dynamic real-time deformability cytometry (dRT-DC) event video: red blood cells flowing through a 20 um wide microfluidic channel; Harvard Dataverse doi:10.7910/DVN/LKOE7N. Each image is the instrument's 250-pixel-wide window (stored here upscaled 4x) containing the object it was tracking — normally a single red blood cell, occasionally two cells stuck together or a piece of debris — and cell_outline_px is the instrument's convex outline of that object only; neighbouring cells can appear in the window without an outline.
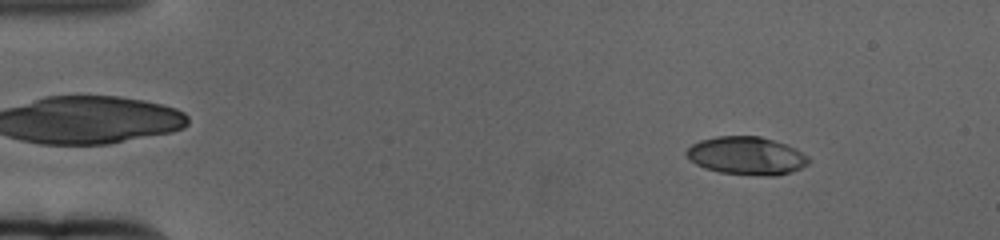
{"species": "human", "species_latin": "Homo sapiens", "temperature_condition": "cold", "stored_images_in_passage": 61, "camera_frame_rate_fps": 3000, "um_per_image_px": 0.085, "donor": {"sex": "female"}, "frame": {"image": 1, "passage_image": 8, "time_ms": 2.333, "image_size_px": [1000, 240], "cell_outline_px": [[812, 160], [808, 164], [792, 172], [776, 176], [768, 176], [720, 172], [704, 168], [688, 160], [684, 152], [692, 144], [700, 140], [716, 136], [760, 136], [788, 144], [796, 148], [808, 156]], "centroid_in_image_um": [63.47, 13.23], "position_along_channel_um": 21.5, "area_um2": 27.4}}
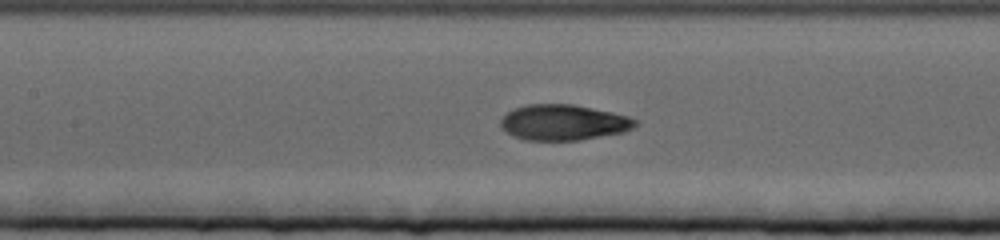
{"frame": {"image": 2, "passage_image": 29, "time_ms": 9.333, "image_size_px": [1000, 240], "cell_outline_px": [[636, 124], [632, 128], [624, 132], [580, 140], [524, 140], [512, 136], [500, 124], [500, 120], [508, 112], [516, 108], [528, 104], [572, 104], [612, 112], [628, 116], [636, 120]], "centroid_in_image_um": [47.89, 10.41], "position_along_channel_um": 159.5, "area_um2": 27.74}}
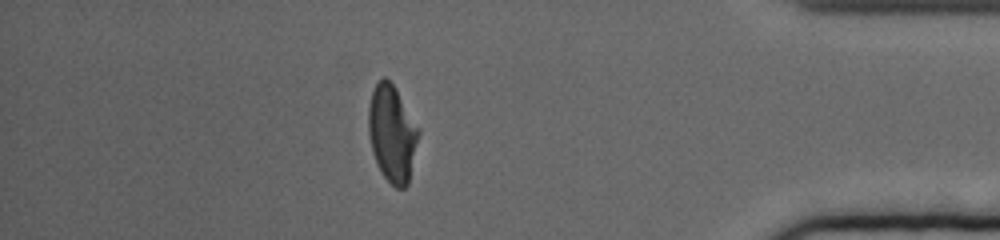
{"frame": {"image": 3, "passage_image": 54, "time_ms": 17.667, "image_size_px": [1000, 240], "cell_outline_px": [[420, 132], [408, 184], [404, 188], [396, 188], [380, 172], [372, 152], [368, 132], [368, 108], [372, 92], [376, 84], [384, 76], [392, 84], [420, 128]], "centroid_in_image_um": [33.33, 11.37], "position_along_channel_um": 401.9, "area_um2": 28.09}, "authors_computed_cell_mechanics": {"area_um2": 27.9174, "velocity_mm_per_s": 3.3289, "shape_relaxation_time_tau1_ms": 4.9888, "shape_relaxation_time_tau2_ms": 1.1011, "deformation_change_tau1": 0.2183, "deformation_change_tau2": 0.0594}}